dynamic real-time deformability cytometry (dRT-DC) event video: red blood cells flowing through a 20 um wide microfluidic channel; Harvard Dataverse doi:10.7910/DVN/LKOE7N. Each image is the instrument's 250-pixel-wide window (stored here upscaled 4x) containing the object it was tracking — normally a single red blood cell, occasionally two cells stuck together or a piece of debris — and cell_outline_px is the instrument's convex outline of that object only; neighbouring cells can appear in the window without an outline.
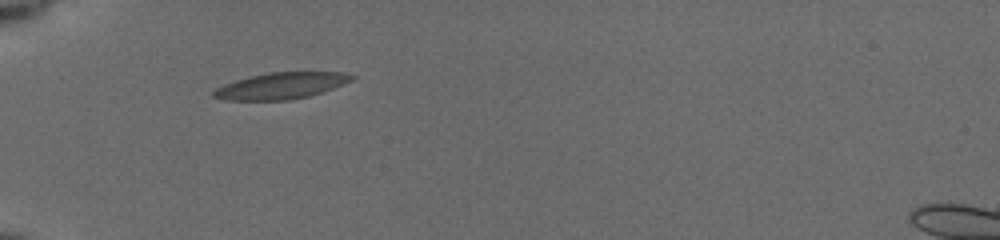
{"species": "common noctule bat (a hibernating species)", "species_latin": "Nyctalus noctula", "temperature_condition": "cold", "stored_images_in_passage": 8, "camera_frame_rate_fps": 3000, "um_per_image_px": 0.085, "animal": {"sex": "female", "body_mass_g": 19.5, "forearm_length_mm": 54.1}, "frame": {"image": 1, "passage_image": 1, "time_ms": 0.0, "image_size_px": [1000, 240], "cell_outline_px": [[356, 76], [352, 80], [344, 84], [308, 96], [288, 100], [228, 100], [212, 96], [212, 92], [216, 88], [224, 84], [236, 80], [252, 76], [272, 72], [344, 72]], "centroid_in_image_um": [23.9, 7.29], "position_along_channel_um": 61.1, "area_um2": 20.98}}
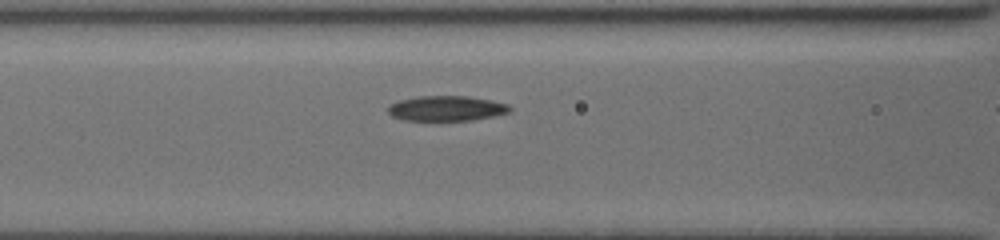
{"frame": {"image": 2, "passage_image": 3, "time_ms": 0.667, "image_size_px": [1000, 240], "cell_outline_px": [[512, 112], [472, 120], [404, 120], [392, 116], [388, 112], [388, 108], [392, 104], [400, 100], [416, 96], [468, 96], [492, 100], [508, 104], [512, 108]], "centroid_in_image_um": [37.99, 9.21], "position_along_channel_um": 128.6, "area_um2": 17.8}}
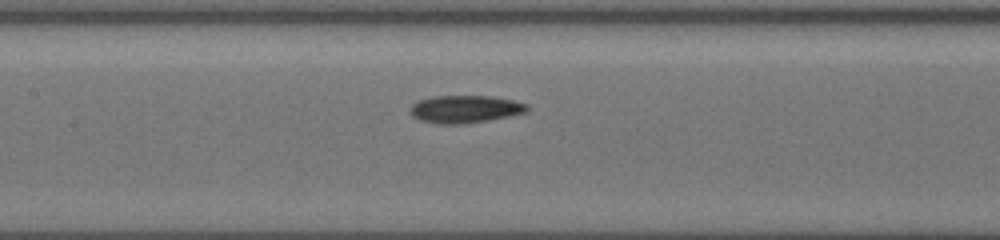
{"frame": {"image": 3, "passage_image": 6, "time_ms": 1.667, "image_size_px": [1000, 240], "cell_outline_px": [[528, 112], [488, 120], [456, 124], [440, 124], [420, 120], [412, 116], [408, 108], [412, 104], [420, 100], [436, 96], [492, 96], [512, 100], [528, 104]], "centroid_in_image_um": [39.52, 9.27], "position_along_channel_um": 167.9, "area_um2": 18.67}}